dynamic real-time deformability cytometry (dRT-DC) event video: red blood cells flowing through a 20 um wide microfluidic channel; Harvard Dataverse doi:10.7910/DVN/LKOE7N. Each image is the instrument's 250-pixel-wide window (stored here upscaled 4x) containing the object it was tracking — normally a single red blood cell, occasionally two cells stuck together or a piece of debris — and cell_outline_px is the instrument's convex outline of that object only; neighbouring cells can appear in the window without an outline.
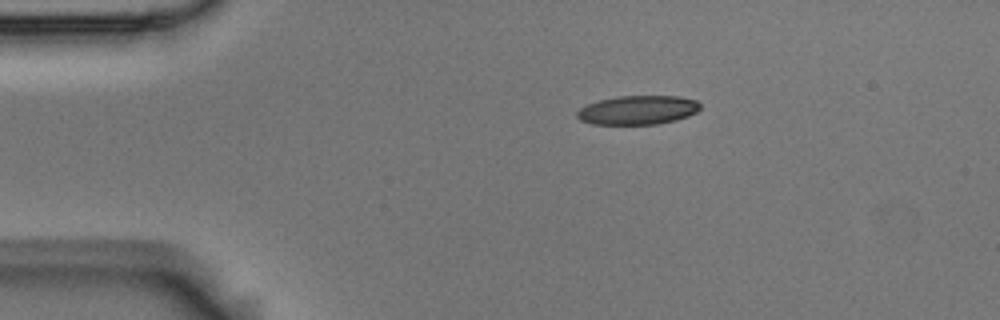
{"species": "Egyptian fruit bat (a non-hibernating species)", "species_latin": "Rousettus aegyptiacus", "temperature_condition": "room temperature", "stored_images_in_passage": 5, "camera_frame_rate_fps": 3000, "um_per_image_px": 0.085, "animal": {"sex": "male"}, "frame": {"image": 1, "passage_image": 1, "time_ms": 0.0, "image_size_px": [1000, 320], "cell_outline_px": [[700, 108], [696, 112], [688, 116], [676, 120], [656, 124], [592, 124], [580, 120], [576, 116], [576, 112], [580, 108], [588, 104], [600, 100], [620, 96], [680, 96], [696, 100], [700, 104]], "centroid_in_image_um": [54.22, 9.35], "position_along_channel_um": 30.8, "area_um2": 20.75}}
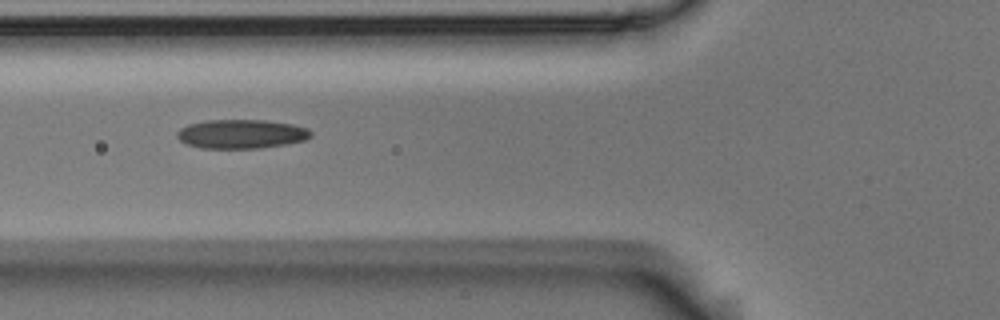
{"frame": {"image": 2, "passage_image": 4, "time_ms": 1.0, "image_size_px": [1000, 320], "cell_outline_px": [[312, 136], [304, 140], [288, 144], [260, 148], [200, 148], [188, 144], [180, 140], [176, 136], [176, 132], [180, 128], [188, 124], [208, 120], [264, 120], [292, 124], [308, 128], [312, 132]], "centroid_in_image_um": [20.52, 11.39], "position_along_channel_um": 105.3, "area_um2": 22.72}}
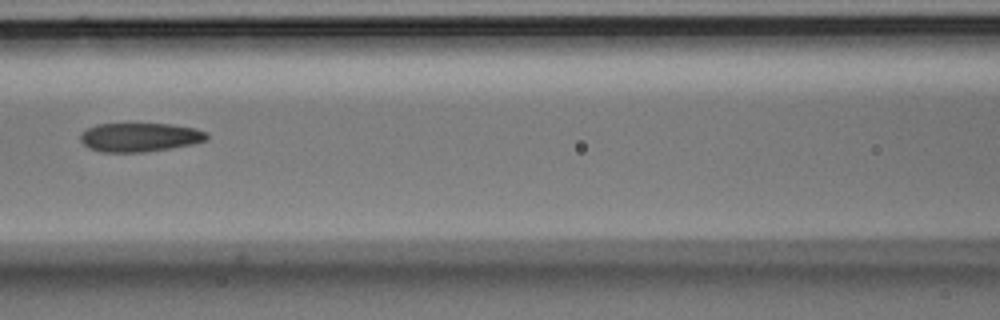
{"frame": {"image": 3, "passage_image": 5, "time_ms": 1.333, "image_size_px": [1000, 320], "cell_outline_px": [[208, 140], [192, 144], [172, 148], [144, 152], [100, 152], [88, 148], [80, 140], [80, 132], [96, 124], [172, 124], [196, 128], [208, 132]], "centroid_in_image_um": [11.89, 11.67], "position_along_channel_um": 154.7, "area_um2": 21.5}}